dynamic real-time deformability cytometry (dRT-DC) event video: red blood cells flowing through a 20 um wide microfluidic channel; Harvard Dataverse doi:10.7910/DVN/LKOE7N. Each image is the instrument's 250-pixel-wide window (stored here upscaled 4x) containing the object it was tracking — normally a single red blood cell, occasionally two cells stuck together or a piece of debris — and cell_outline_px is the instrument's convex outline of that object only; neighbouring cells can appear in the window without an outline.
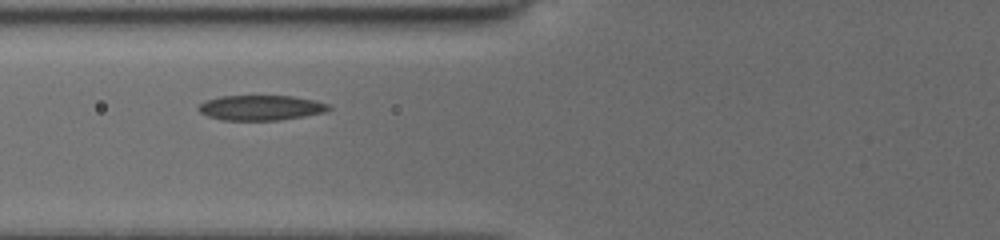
{"species": "common noctule bat (a hibernating species)", "species_latin": "Nyctalus noctula", "temperature_condition": "cold", "stored_images_in_passage": 5, "camera_frame_rate_fps": 3000, "um_per_image_px": 0.085, "animal": {"sex": "female", "body_mass_g": 19.5, "forearm_length_mm": 54.1}, "frame": {"image": 1, "passage_image": 3, "time_ms": 1.667, "image_size_px": [1000, 240], "cell_outline_px": [[332, 108], [324, 112], [304, 116], [280, 120], [220, 120], [208, 116], [200, 112], [196, 108], [204, 100], [220, 96], [292, 96], [316, 100], [328, 104]], "centroid_in_image_um": [22.15, 9.15], "position_along_channel_um": 103.7, "area_um2": 19.13}}
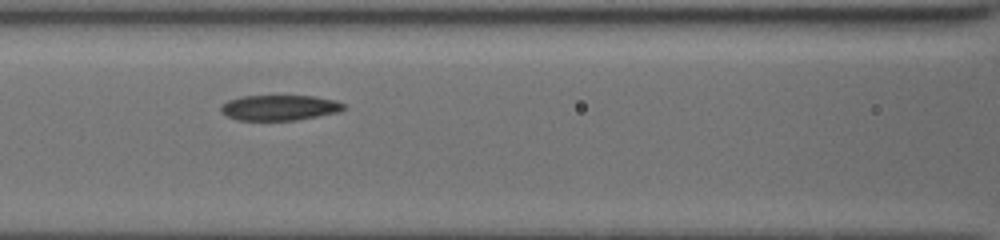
{"frame": {"image": 2, "passage_image": 4, "time_ms": 2.667, "image_size_px": [1000, 240], "cell_outline_px": [[348, 108], [340, 112], [296, 120], [236, 120], [220, 112], [220, 104], [228, 100], [240, 96], [316, 96], [336, 100], [344, 104]], "centroid_in_image_um": [23.77, 9.15], "position_along_channel_um": 142.8, "area_um2": 18.44}}